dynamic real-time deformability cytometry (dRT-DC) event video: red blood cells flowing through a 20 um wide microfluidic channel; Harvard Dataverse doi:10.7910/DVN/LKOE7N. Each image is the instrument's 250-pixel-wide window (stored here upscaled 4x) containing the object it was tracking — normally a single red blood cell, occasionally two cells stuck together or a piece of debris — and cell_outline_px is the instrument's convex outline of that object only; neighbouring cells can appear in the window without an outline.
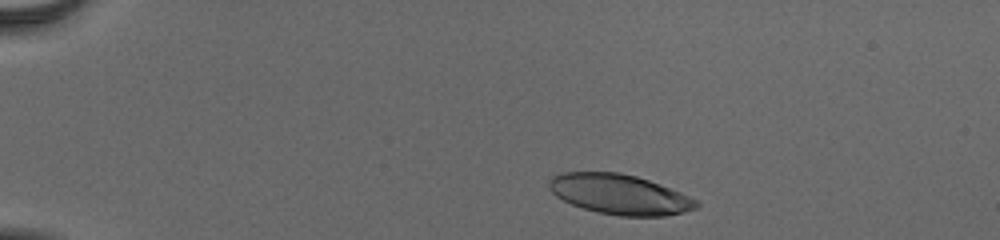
{"species": "human", "species_latin": "Homo sapiens", "temperature_condition": "cold", "stored_images_in_passage": 44, "camera_frame_rate_fps": 3000, "um_per_image_px": 0.085, "donor": {"sex": "male"}, "frame": {"image": 1, "passage_image": 4, "time_ms": 1.0, "image_size_px": [1000, 240], "cell_outline_px": [[700, 204], [696, 208], [684, 212], [664, 216], [620, 216], [596, 212], [572, 204], [556, 196], [548, 188], [548, 184], [552, 176], [560, 172], [620, 172], [636, 176], [660, 184], [700, 200]], "centroid_in_image_um": [52.68, 16.52], "position_along_channel_um": 32.3, "area_um2": 34.51}}
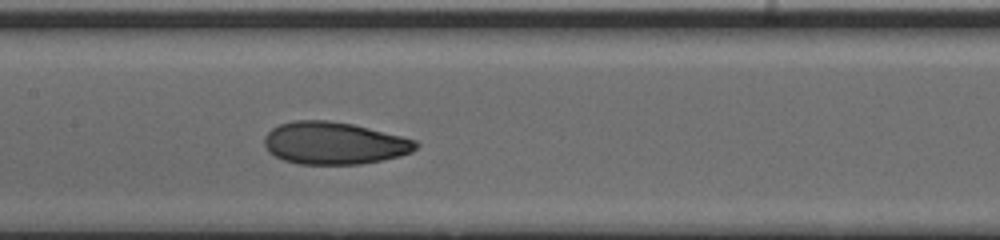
{"frame": {"image": 2, "passage_image": 22, "time_ms": 7.0, "image_size_px": [1000, 240], "cell_outline_px": [[420, 144], [412, 152], [400, 156], [360, 164], [300, 164], [284, 160], [268, 152], [264, 144], [264, 136], [272, 128], [280, 124], [296, 120], [328, 120], [352, 124], [416, 140]], "centroid_in_image_um": [28.38, 12.17], "position_along_channel_um": 179.0, "area_um2": 37.22}}
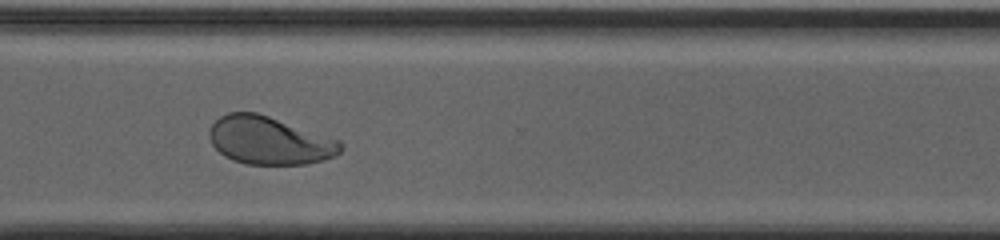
{"frame": {"image": 3, "passage_image": 35, "time_ms": 11.333, "image_size_px": [1000, 240], "cell_outline_px": [[344, 148], [336, 156], [324, 160], [304, 164], [248, 164], [232, 160], [224, 156], [212, 144], [208, 136], [208, 128], [220, 116], [228, 112], [256, 112], [340, 140], [344, 144]], "centroid_in_image_um": [22.9, 11.95], "position_along_channel_um": 347.7, "area_um2": 36.76}, "authors_computed_cell_mechanics": {"area_um2": 36.7319, "velocity_mm_per_s": 3.8825, "shape_relaxation_time_tau1_ms": 4.1779, "shape_relaxation_time_tau2_ms": 1.2105, "deformation_change_tau1": 0.1666, "deformation_change_tau2": 0.0664}}